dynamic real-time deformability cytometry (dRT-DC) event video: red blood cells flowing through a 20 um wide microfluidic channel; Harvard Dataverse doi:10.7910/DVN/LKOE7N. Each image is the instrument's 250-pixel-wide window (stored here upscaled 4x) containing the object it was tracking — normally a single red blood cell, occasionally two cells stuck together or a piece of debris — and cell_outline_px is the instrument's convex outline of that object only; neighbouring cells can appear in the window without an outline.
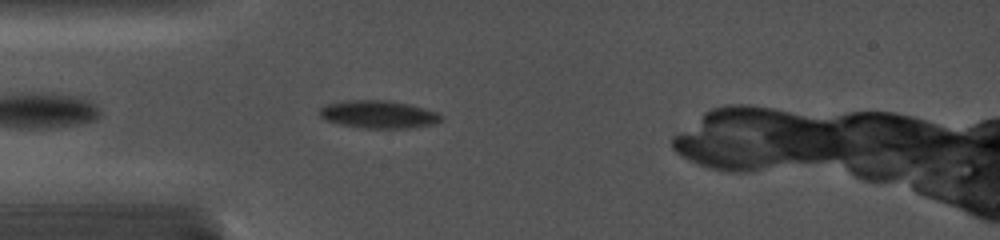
{"species": "common noctule bat (a hibernating species)", "species_latin": "Nyctalus noctula", "temperature_condition": "cold", "stored_images_in_passage": 23, "camera_frame_rate_fps": 5000, "um_per_image_px": 0.085, "animal": {"sex": "female", "body_mass_g": 19.0, "forearm_length_mm": 56.7}, "frame": {"image": 1, "passage_image": 4, "time_ms": 1.4, "image_size_px": [1000, 240], "cell_outline_px": [[444, 116], [440, 120], [432, 124], [412, 128], [364, 128], [340, 124], [324, 120], [320, 116], [320, 108], [324, 104], [344, 100], [388, 100], [408, 104], [424, 108], [436, 112]], "centroid_in_image_um": [32.13, 9.71], "position_along_channel_um": 52.9, "area_um2": 19.71}}
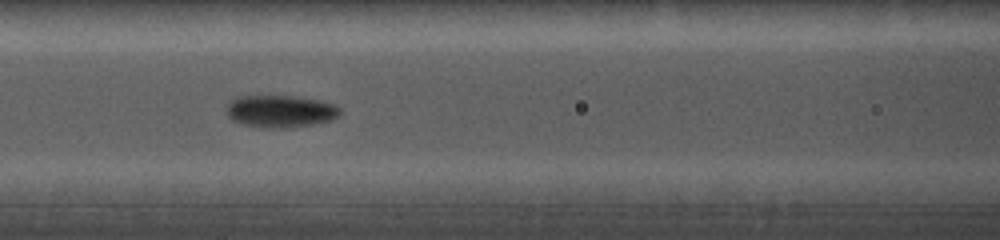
{"frame": {"image": 2, "passage_image": 9, "time_ms": 3.8, "image_size_px": [1000, 240], "cell_outline_px": [[340, 116], [332, 120], [312, 124], [288, 128], [260, 128], [244, 124], [232, 120], [228, 116], [228, 100], [236, 96], [296, 96], [336, 104], [340, 108]], "centroid_in_image_um": [23.83, 9.46], "position_along_channel_um": 142.8, "area_um2": 21.5}}
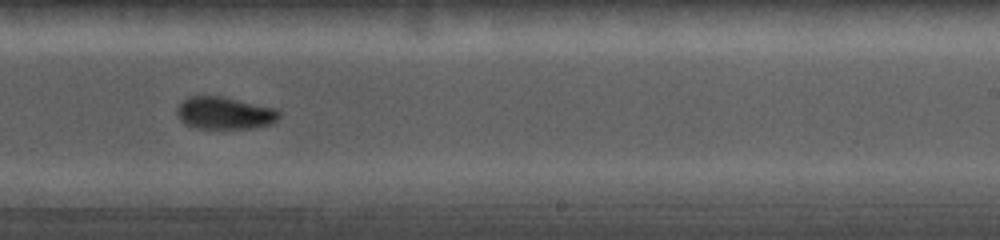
{"frame": {"image": 3, "passage_image": 16, "time_ms": 7.0, "image_size_px": [1000, 240], "cell_outline_px": [[280, 116], [272, 124], [256, 128], [196, 128], [184, 124], [176, 116], [176, 108], [188, 96], [224, 96], [276, 108], [280, 112]], "centroid_in_image_um": [19.09, 9.61], "position_along_channel_um": 269.9, "area_um2": 19.54}}